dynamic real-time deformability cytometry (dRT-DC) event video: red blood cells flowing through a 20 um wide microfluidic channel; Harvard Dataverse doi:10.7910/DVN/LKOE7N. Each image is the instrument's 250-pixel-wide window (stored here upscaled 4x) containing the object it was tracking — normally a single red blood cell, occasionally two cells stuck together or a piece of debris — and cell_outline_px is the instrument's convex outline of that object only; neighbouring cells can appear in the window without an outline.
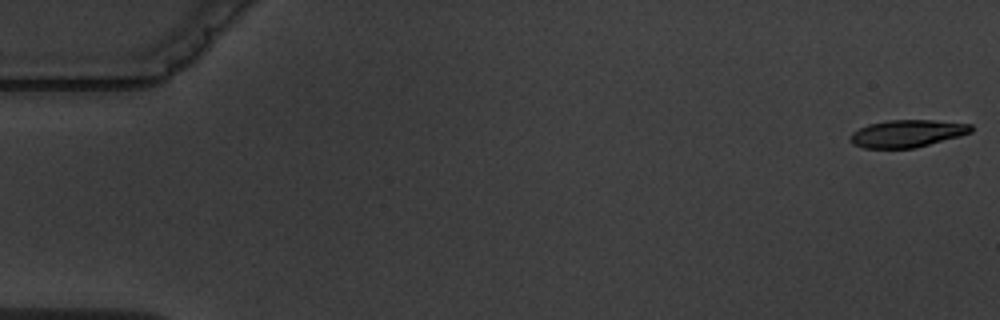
{"species": "common noctule bat (a hibernating species)", "species_latin": "Nyctalus noctula", "temperature_condition": "warm", "stored_images_in_passage": 4, "camera_frame_rate_fps": 3000, "um_per_image_px": 0.085, "animal": {"sex": "male", "body_mass_g": 19.5, "forearm_length_mm": 54.6}, "frame": {"image": 1, "passage_image": 1, "time_ms": 0.0, "image_size_px": [1000, 320], "cell_outline_px": [[972, 132], [960, 136], [916, 148], [864, 148], [852, 144], [848, 140], [852, 132], [868, 124], [888, 120], [932, 120], [972, 124]], "centroid_in_image_um": [77.09, 11.35], "position_along_channel_um": 7.9, "area_um2": 19.36}}
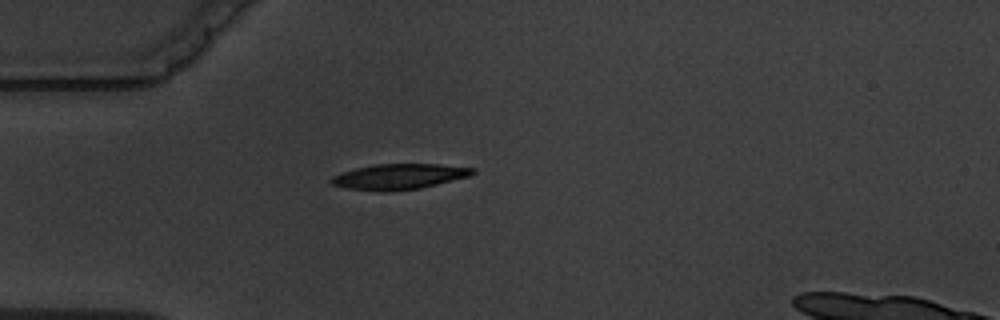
{"frame": {"image": 2, "passage_image": 4, "time_ms": 5.0, "image_size_px": [1000, 320], "cell_outline_px": [[476, 172], [468, 176], [420, 188], [388, 192], [348, 188], [332, 184], [328, 180], [332, 176], [340, 172], [372, 164], [440, 164], [476, 168]], "centroid_in_image_um": [33.89, 15.0], "position_along_channel_um": 51.1, "area_um2": 20.98}}